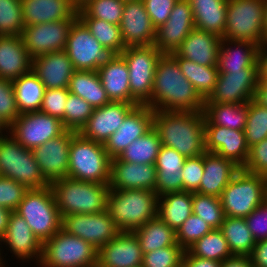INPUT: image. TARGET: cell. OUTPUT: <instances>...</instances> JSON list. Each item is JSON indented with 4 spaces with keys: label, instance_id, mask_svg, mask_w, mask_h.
<instances>
[{
    "label": "cell",
    "instance_id": "6da1fadb",
    "mask_svg": "<svg viewBox=\"0 0 267 267\" xmlns=\"http://www.w3.org/2000/svg\"><path fill=\"white\" fill-rule=\"evenodd\" d=\"M153 111L201 112L204 100L183 75L180 65L171 54L159 58L150 100L145 104Z\"/></svg>",
    "mask_w": 267,
    "mask_h": 267
},
{
    "label": "cell",
    "instance_id": "7a4b0ae2",
    "mask_svg": "<svg viewBox=\"0 0 267 267\" xmlns=\"http://www.w3.org/2000/svg\"><path fill=\"white\" fill-rule=\"evenodd\" d=\"M204 126L203 111H154L153 128L162 145L175 149L185 158L206 152Z\"/></svg>",
    "mask_w": 267,
    "mask_h": 267
},
{
    "label": "cell",
    "instance_id": "3957f363",
    "mask_svg": "<svg viewBox=\"0 0 267 267\" xmlns=\"http://www.w3.org/2000/svg\"><path fill=\"white\" fill-rule=\"evenodd\" d=\"M61 218L72 214H96L107 210L109 184L65 177L50 184Z\"/></svg>",
    "mask_w": 267,
    "mask_h": 267
},
{
    "label": "cell",
    "instance_id": "277c9868",
    "mask_svg": "<svg viewBox=\"0 0 267 267\" xmlns=\"http://www.w3.org/2000/svg\"><path fill=\"white\" fill-rule=\"evenodd\" d=\"M107 210L120 231H131L157 217L158 195L144 189H110Z\"/></svg>",
    "mask_w": 267,
    "mask_h": 267
},
{
    "label": "cell",
    "instance_id": "5b68a950",
    "mask_svg": "<svg viewBox=\"0 0 267 267\" xmlns=\"http://www.w3.org/2000/svg\"><path fill=\"white\" fill-rule=\"evenodd\" d=\"M111 158L104 145L76 133L70 143L67 177L99 184H109Z\"/></svg>",
    "mask_w": 267,
    "mask_h": 267
},
{
    "label": "cell",
    "instance_id": "8992f818",
    "mask_svg": "<svg viewBox=\"0 0 267 267\" xmlns=\"http://www.w3.org/2000/svg\"><path fill=\"white\" fill-rule=\"evenodd\" d=\"M43 244L61 229L62 218L51 186L29 189L15 210Z\"/></svg>",
    "mask_w": 267,
    "mask_h": 267
},
{
    "label": "cell",
    "instance_id": "52a82bcc",
    "mask_svg": "<svg viewBox=\"0 0 267 267\" xmlns=\"http://www.w3.org/2000/svg\"><path fill=\"white\" fill-rule=\"evenodd\" d=\"M97 253L92 244L61 228L43 243L38 267H97Z\"/></svg>",
    "mask_w": 267,
    "mask_h": 267
},
{
    "label": "cell",
    "instance_id": "ba28073f",
    "mask_svg": "<svg viewBox=\"0 0 267 267\" xmlns=\"http://www.w3.org/2000/svg\"><path fill=\"white\" fill-rule=\"evenodd\" d=\"M0 176L11 178L28 189L50 185L42 176L32 150L22 146L10 133L0 137Z\"/></svg>",
    "mask_w": 267,
    "mask_h": 267
},
{
    "label": "cell",
    "instance_id": "9c48e42d",
    "mask_svg": "<svg viewBox=\"0 0 267 267\" xmlns=\"http://www.w3.org/2000/svg\"><path fill=\"white\" fill-rule=\"evenodd\" d=\"M266 179L241 168L220 196L225 216L246 218L263 203Z\"/></svg>",
    "mask_w": 267,
    "mask_h": 267
},
{
    "label": "cell",
    "instance_id": "30bf717a",
    "mask_svg": "<svg viewBox=\"0 0 267 267\" xmlns=\"http://www.w3.org/2000/svg\"><path fill=\"white\" fill-rule=\"evenodd\" d=\"M222 39L264 42V0H227L226 25Z\"/></svg>",
    "mask_w": 267,
    "mask_h": 267
},
{
    "label": "cell",
    "instance_id": "8fae6325",
    "mask_svg": "<svg viewBox=\"0 0 267 267\" xmlns=\"http://www.w3.org/2000/svg\"><path fill=\"white\" fill-rule=\"evenodd\" d=\"M129 69L130 95L145 105L151 98L154 74L162 53L154 46L126 47L120 54Z\"/></svg>",
    "mask_w": 267,
    "mask_h": 267
},
{
    "label": "cell",
    "instance_id": "7c38bea8",
    "mask_svg": "<svg viewBox=\"0 0 267 267\" xmlns=\"http://www.w3.org/2000/svg\"><path fill=\"white\" fill-rule=\"evenodd\" d=\"M64 51L75 70L97 71L113 54L104 48L77 18L68 34Z\"/></svg>",
    "mask_w": 267,
    "mask_h": 267
},
{
    "label": "cell",
    "instance_id": "4fadbf2b",
    "mask_svg": "<svg viewBox=\"0 0 267 267\" xmlns=\"http://www.w3.org/2000/svg\"><path fill=\"white\" fill-rule=\"evenodd\" d=\"M65 130L59 119L41 111L21 113L8 127V133L29 150L56 138Z\"/></svg>",
    "mask_w": 267,
    "mask_h": 267
},
{
    "label": "cell",
    "instance_id": "5bb4252c",
    "mask_svg": "<svg viewBox=\"0 0 267 267\" xmlns=\"http://www.w3.org/2000/svg\"><path fill=\"white\" fill-rule=\"evenodd\" d=\"M61 228L89 242L96 249L106 245L121 232L108 210L96 214L79 213L63 216Z\"/></svg>",
    "mask_w": 267,
    "mask_h": 267
},
{
    "label": "cell",
    "instance_id": "9a60e30c",
    "mask_svg": "<svg viewBox=\"0 0 267 267\" xmlns=\"http://www.w3.org/2000/svg\"><path fill=\"white\" fill-rule=\"evenodd\" d=\"M258 73V68L219 73L214 90L204 103H248L254 99L258 87Z\"/></svg>",
    "mask_w": 267,
    "mask_h": 267
},
{
    "label": "cell",
    "instance_id": "2e32d148",
    "mask_svg": "<svg viewBox=\"0 0 267 267\" xmlns=\"http://www.w3.org/2000/svg\"><path fill=\"white\" fill-rule=\"evenodd\" d=\"M76 19H65L36 25H27L22 31L25 47L33 60L50 52L65 49L70 27Z\"/></svg>",
    "mask_w": 267,
    "mask_h": 267
},
{
    "label": "cell",
    "instance_id": "e0dca14e",
    "mask_svg": "<svg viewBox=\"0 0 267 267\" xmlns=\"http://www.w3.org/2000/svg\"><path fill=\"white\" fill-rule=\"evenodd\" d=\"M3 244L5 249L8 248L7 250H10L14 258L16 257L17 260L19 259L18 261L21 260L20 262L22 263L27 261L31 263L30 261H34L36 266L39 265L43 244L33 234L25 219L15 211H12L5 236L0 241L2 266H6L8 261L3 260Z\"/></svg>",
    "mask_w": 267,
    "mask_h": 267
},
{
    "label": "cell",
    "instance_id": "ac0fdd59",
    "mask_svg": "<svg viewBox=\"0 0 267 267\" xmlns=\"http://www.w3.org/2000/svg\"><path fill=\"white\" fill-rule=\"evenodd\" d=\"M76 133L65 130L61 135L32 150L42 176L49 184L67 177L70 143Z\"/></svg>",
    "mask_w": 267,
    "mask_h": 267
},
{
    "label": "cell",
    "instance_id": "d6986e66",
    "mask_svg": "<svg viewBox=\"0 0 267 267\" xmlns=\"http://www.w3.org/2000/svg\"><path fill=\"white\" fill-rule=\"evenodd\" d=\"M194 28L193 12L188 0H178L168 20L156 29L154 46L162 54H171Z\"/></svg>",
    "mask_w": 267,
    "mask_h": 267
},
{
    "label": "cell",
    "instance_id": "ffe728a7",
    "mask_svg": "<svg viewBox=\"0 0 267 267\" xmlns=\"http://www.w3.org/2000/svg\"><path fill=\"white\" fill-rule=\"evenodd\" d=\"M154 111L147 105L135 106L119 126L103 144L111 159L120 154L135 139L144 136L153 128Z\"/></svg>",
    "mask_w": 267,
    "mask_h": 267
},
{
    "label": "cell",
    "instance_id": "44dd1931",
    "mask_svg": "<svg viewBox=\"0 0 267 267\" xmlns=\"http://www.w3.org/2000/svg\"><path fill=\"white\" fill-rule=\"evenodd\" d=\"M119 27L125 48L154 45L156 28L142 0L125 1Z\"/></svg>",
    "mask_w": 267,
    "mask_h": 267
},
{
    "label": "cell",
    "instance_id": "7402d4cb",
    "mask_svg": "<svg viewBox=\"0 0 267 267\" xmlns=\"http://www.w3.org/2000/svg\"><path fill=\"white\" fill-rule=\"evenodd\" d=\"M205 151L216 153L233 161L240 168L245 166L249 155L245 132L219 125L204 126Z\"/></svg>",
    "mask_w": 267,
    "mask_h": 267
},
{
    "label": "cell",
    "instance_id": "603a6c76",
    "mask_svg": "<svg viewBox=\"0 0 267 267\" xmlns=\"http://www.w3.org/2000/svg\"><path fill=\"white\" fill-rule=\"evenodd\" d=\"M135 104L126 102H110L93 109L87 123L78 132L82 137L104 144L117 131L127 114Z\"/></svg>",
    "mask_w": 267,
    "mask_h": 267
},
{
    "label": "cell",
    "instance_id": "cb8c5ba5",
    "mask_svg": "<svg viewBox=\"0 0 267 267\" xmlns=\"http://www.w3.org/2000/svg\"><path fill=\"white\" fill-rule=\"evenodd\" d=\"M142 259L138 237L134 232L121 231L98 249L97 267H141Z\"/></svg>",
    "mask_w": 267,
    "mask_h": 267
},
{
    "label": "cell",
    "instance_id": "d4e9b609",
    "mask_svg": "<svg viewBox=\"0 0 267 267\" xmlns=\"http://www.w3.org/2000/svg\"><path fill=\"white\" fill-rule=\"evenodd\" d=\"M155 164L129 163L111 159L110 189H144L155 191L157 183Z\"/></svg>",
    "mask_w": 267,
    "mask_h": 267
},
{
    "label": "cell",
    "instance_id": "484cf974",
    "mask_svg": "<svg viewBox=\"0 0 267 267\" xmlns=\"http://www.w3.org/2000/svg\"><path fill=\"white\" fill-rule=\"evenodd\" d=\"M31 70L45 89H67L69 81L76 71L64 50L34 58Z\"/></svg>",
    "mask_w": 267,
    "mask_h": 267
},
{
    "label": "cell",
    "instance_id": "4316f807",
    "mask_svg": "<svg viewBox=\"0 0 267 267\" xmlns=\"http://www.w3.org/2000/svg\"><path fill=\"white\" fill-rule=\"evenodd\" d=\"M97 72L110 101L139 105L130 95L129 69L120 54H113Z\"/></svg>",
    "mask_w": 267,
    "mask_h": 267
},
{
    "label": "cell",
    "instance_id": "83f0119b",
    "mask_svg": "<svg viewBox=\"0 0 267 267\" xmlns=\"http://www.w3.org/2000/svg\"><path fill=\"white\" fill-rule=\"evenodd\" d=\"M221 38L194 28L175 51L180 57L203 66H217Z\"/></svg>",
    "mask_w": 267,
    "mask_h": 267
},
{
    "label": "cell",
    "instance_id": "f1b7e54d",
    "mask_svg": "<svg viewBox=\"0 0 267 267\" xmlns=\"http://www.w3.org/2000/svg\"><path fill=\"white\" fill-rule=\"evenodd\" d=\"M32 59L21 36H0V78L15 80L31 71Z\"/></svg>",
    "mask_w": 267,
    "mask_h": 267
},
{
    "label": "cell",
    "instance_id": "f546056e",
    "mask_svg": "<svg viewBox=\"0 0 267 267\" xmlns=\"http://www.w3.org/2000/svg\"><path fill=\"white\" fill-rule=\"evenodd\" d=\"M241 168L216 153H204V173L197 193L220 198L223 189Z\"/></svg>",
    "mask_w": 267,
    "mask_h": 267
},
{
    "label": "cell",
    "instance_id": "4dcf8cb0",
    "mask_svg": "<svg viewBox=\"0 0 267 267\" xmlns=\"http://www.w3.org/2000/svg\"><path fill=\"white\" fill-rule=\"evenodd\" d=\"M185 157L175 149L162 145L155 162L157 183L155 192L158 197L167 193L183 191L181 170Z\"/></svg>",
    "mask_w": 267,
    "mask_h": 267
},
{
    "label": "cell",
    "instance_id": "1f68e13d",
    "mask_svg": "<svg viewBox=\"0 0 267 267\" xmlns=\"http://www.w3.org/2000/svg\"><path fill=\"white\" fill-rule=\"evenodd\" d=\"M24 26L77 19L70 0H21Z\"/></svg>",
    "mask_w": 267,
    "mask_h": 267
},
{
    "label": "cell",
    "instance_id": "d6a6232c",
    "mask_svg": "<svg viewBox=\"0 0 267 267\" xmlns=\"http://www.w3.org/2000/svg\"><path fill=\"white\" fill-rule=\"evenodd\" d=\"M259 46L249 41L222 39L218 56L219 73L258 68Z\"/></svg>",
    "mask_w": 267,
    "mask_h": 267
},
{
    "label": "cell",
    "instance_id": "836d02e7",
    "mask_svg": "<svg viewBox=\"0 0 267 267\" xmlns=\"http://www.w3.org/2000/svg\"><path fill=\"white\" fill-rule=\"evenodd\" d=\"M195 28L223 38L226 25L227 0H188Z\"/></svg>",
    "mask_w": 267,
    "mask_h": 267
},
{
    "label": "cell",
    "instance_id": "e575fe53",
    "mask_svg": "<svg viewBox=\"0 0 267 267\" xmlns=\"http://www.w3.org/2000/svg\"><path fill=\"white\" fill-rule=\"evenodd\" d=\"M192 213V192H173L158 197L157 216L175 232Z\"/></svg>",
    "mask_w": 267,
    "mask_h": 267
},
{
    "label": "cell",
    "instance_id": "d590c367",
    "mask_svg": "<svg viewBox=\"0 0 267 267\" xmlns=\"http://www.w3.org/2000/svg\"><path fill=\"white\" fill-rule=\"evenodd\" d=\"M205 125H219L228 129L245 130L248 103H204Z\"/></svg>",
    "mask_w": 267,
    "mask_h": 267
},
{
    "label": "cell",
    "instance_id": "8d00e7d4",
    "mask_svg": "<svg viewBox=\"0 0 267 267\" xmlns=\"http://www.w3.org/2000/svg\"><path fill=\"white\" fill-rule=\"evenodd\" d=\"M67 89L87 101L94 109L111 102L97 71L76 70Z\"/></svg>",
    "mask_w": 267,
    "mask_h": 267
},
{
    "label": "cell",
    "instance_id": "74e56055",
    "mask_svg": "<svg viewBox=\"0 0 267 267\" xmlns=\"http://www.w3.org/2000/svg\"><path fill=\"white\" fill-rule=\"evenodd\" d=\"M171 55L180 65L183 75L193 85L196 92L203 100H206L216 85L219 70L217 66H203L191 60L180 57L176 52Z\"/></svg>",
    "mask_w": 267,
    "mask_h": 267
},
{
    "label": "cell",
    "instance_id": "f35d334b",
    "mask_svg": "<svg viewBox=\"0 0 267 267\" xmlns=\"http://www.w3.org/2000/svg\"><path fill=\"white\" fill-rule=\"evenodd\" d=\"M133 232L139 239L143 254L177 243L176 232L158 216L148 220Z\"/></svg>",
    "mask_w": 267,
    "mask_h": 267
},
{
    "label": "cell",
    "instance_id": "ab89813d",
    "mask_svg": "<svg viewBox=\"0 0 267 267\" xmlns=\"http://www.w3.org/2000/svg\"><path fill=\"white\" fill-rule=\"evenodd\" d=\"M13 82L18 110L21 113L40 111L45 87L32 70Z\"/></svg>",
    "mask_w": 267,
    "mask_h": 267
},
{
    "label": "cell",
    "instance_id": "60d3db41",
    "mask_svg": "<svg viewBox=\"0 0 267 267\" xmlns=\"http://www.w3.org/2000/svg\"><path fill=\"white\" fill-rule=\"evenodd\" d=\"M220 229L228 242L232 255H251L256 241L247 226L245 218L225 217Z\"/></svg>",
    "mask_w": 267,
    "mask_h": 267
},
{
    "label": "cell",
    "instance_id": "b9f144b4",
    "mask_svg": "<svg viewBox=\"0 0 267 267\" xmlns=\"http://www.w3.org/2000/svg\"><path fill=\"white\" fill-rule=\"evenodd\" d=\"M161 146L159 134L152 128L129 144L118 159L129 163L155 164Z\"/></svg>",
    "mask_w": 267,
    "mask_h": 267
},
{
    "label": "cell",
    "instance_id": "7bdbcfd3",
    "mask_svg": "<svg viewBox=\"0 0 267 267\" xmlns=\"http://www.w3.org/2000/svg\"><path fill=\"white\" fill-rule=\"evenodd\" d=\"M193 256L223 262L232 255L220 228L212 229L187 249Z\"/></svg>",
    "mask_w": 267,
    "mask_h": 267
},
{
    "label": "cell",
    "instance_id": "ee69618b",
    "mask_svg": "<svg viewBox=\"0 0 267 267\" xmlns=\"http://www.w3.org/2000/svg\"><path fill=\"white\" fill-rule=\"evenodd\" d=\"M98 42L112 54L125 49L119 25L92 17H78Z\"/></svg>",
    "mask_w": 267,
    "mask_h": 267
},
{
    "label": "cell",
    "instance_id": "f6af8a7d",
    "mask_svg": "<svg viewBox=\"0 0 267 267\" xmlns=\"http://www.w3.org/2000/svg\"><path fill=\"white\" fill-rule=\"evenodd\" d=\"M192 210L213 229L221 228L226 217L220 198L197 192L192 193Z\"/></svg>",
    "mask_w": 267,
    "mask_h": 267
},
{
    "label": "cell",
    "instance_id": "bcb514c9",
    "mask_svg": "<svg viewBox=\"0 0 267 267\" xmlns=\"http://www.w3.org/2000/svg\"><path fill=\"white\" fill-rule=\"evenodd\" d=\"M124 4V0H91L77 11V15L78 17H92L120 25Z\"/></svg>",
    "mask_w": 267,
    "mask_h": 267
},
{
    "label": "cell",
    "instance_id": "7dc6e473",
    "mask_svg": "<svg viewBox=\"0 0 267 267\" xmlns=\"http://www.w3.org/2000/svg\"><path fill=\"white\" fill-rule=\"evenodd\" d=\"M244 132L249 148L267 139V108L254 99L248 102V117Z\"/></svg>",
    "mask_w": 267,
    "mask_h": 267
},
{
    "label": "cell",
    "instance_id": "c3c4849f",
    "mask_svg": "<svg viewBox=\"0 0 267 267\" xmlns=\"http://www.w3.org/2000/svg\"><path fill=\"white\" fill-rule=\"evenodd\" d=\"M24 27L21 0H0V36H21Z\"/></svg>",
    "mask_w": 267,
    "mask_h": 267
},
{
    "label": "cell",
    "instance_id": "681fc988",
    "mask_svg": "<svg viewBox=\"0 0 267 267\" xmlns=\"http://www.w3.org/2000/svg\"><path fill=\"white\" fill-rule=\"evenodd\" d=\"M93 109L87 101L69 92L65 108V129L78 133L87 123Z\"/></svg>",
    "mask_w": 267,
    "mask_h": 267
},
{
    "label": "cell",
    "instance_id": "f907efd6",
    "mask_svg": "<svg viewBox=\"0 0 267 267\" xmlns=\"http://www.w3.org/2000/svg\"><path fill=\"white\" fill-rule=\"evenodd\" d=\"M185 250L176 243L143 254L142 267H182Z\"/></svg>",
    "mask_w": 267,
    "mask_h": 267
},
{
    "label": "cell",
    "instance_id": "816d5d0a",
    "mask_svg": "<svg viewBox=\"0 0 267 267\" xmlns=\"http://www.w3.org/2000/svg\"><path fill=\"white\" fill-rule=\"evenodd\" d=\"M212 229L206 221L192 213L176 231V241L184 250H187Z\"/></svg>",
    "mask_w": 267,
    "mask_h": 267
},
{
    "label": "cell",
    "instance_id": "f5cc1de1",
    "mask_svg": "<svg viewBox=\"0 0 267 267\" xmlns=\"http://www.w3.org/2000/svg\"><path fill=\"white\" fill-rule=\"evenodd\" d=\"M69 90L45 89L40 111L59 119L65 128V108Z\"/></svg>",
    "mask_w": 267,
    "mask_h": 267
},
{
    "label": "cell",
    "instance_id": "db71d44e",
    "mask_svg": "<svg viewBox=\"0 0 267 267\" xmlns=\"http://www.w3.org/2000/svg\"><path fill=\"white\" fill-rule=\"evenodd\" d=\"M19 115L13 82L0 78V119L9 127Z\"/></svg>",
    "mask_w": 267,
    "mask_h": 267
},
{
    "label": "cell",
    "instance_id": "11a10c76",
    "mask_svg": "<svg viewBox=\"0 0 267 267\" xmlns=\"http://www.w3.org/2000/svg\"><path fill=\"white\" fill-rule=\"evenodd\" d=\"M204 173V154L186 158L181 170L183 191L195 193L199 189Z\"/></svg>",
    "mask_w": 267,
    "mask_h": 267
},
{
    "label": "cell",
    "instance_id": "9f6ffc18",
    "mask_svg": "<svg viewBox=\"0 0 267 267\" xmlns=\"http://www.w3.org/2000/svg\"><path fill=\"white\" fill-rule=\"evenodd\" d=\"M28 190L13 179L0 176V206L15 211Z\"/></svg>",
    "mask_w": 267,
    "mask_h": 267
},
{
    "label": "cell",
    "instance_id": "6f0895ef",
    "mask_svg": "<svg viewBox=\"0 0 267 267\" xmlns=\"http://www.w3.org/2000/svg\"><path fill=\"white\" fill-rule=\"evenodd\" d=\"M242 169L267 177V139L249 148L248 159Z\"/></svg>",
    "mask_w": 267,
    "mask_h": 267
},
{
    "label": "cell",
    "instance_id": "680465c9",
    "mask_svg": "<svg viewBox=\"0 0 267 267\" xmlns=\"http://www.w3.org/2000/svg\"><path fill=\"white\" fill-rule=\"evenodd\" d=\"M145 9L157 29L169 18L173 6L178 0H142Z\"/></svg>",
    "mask_w": 267,
    "mask_h": 267
},
{
    "label": "cell",
    "instance_id": "91938a15",
    "mask_svg": "<svg viewBox=\"0 0 267 267\" xmlns=\"http://www.w3.org/2000/svg\"><path fill=\"white\" fill-rule=\"evenodd\" d=\"M245 221L256 242L267 239V203L265 201L251 212Z\"/></svg>",
    "mask_w": 267,
    "mask_h": 267
},
{
    "label": "cell",
    "instance_id": "94428289",
    "mask_svg": "<svg viewBox=\"0 0 267 267\" xmlns=\"http://www.w3.org/2000/svg\"><path fill=\"white\" fill-rule=\"evenodd\" d=\"M222 262L193 256L188 250L183 255L182 267H221Z\"/></svg>",
    "mask_w": 267,
    "mask_h": 267
},
{
    "label": "cell",
    "instance_id": "6125c7cd",
    "mask_svg": "<svg viewBox=\"0 0 267 267\" xmlns=\"http://www.w3.org/2000/svg\"><path fill=\"white\" fill-rule=\"evenodd\" d=\"M250 258L253 267H267V239L256 242Z\"/></svg>",
    "mask_w": 267,
    "mask_h": 267
},
{
    "label": "cell",
    "instance_id": "be15d7a7",
    "mask_svg": "<svg viewBox=\"0 0 267 267\" xmlns=\"http://www.w3.org/2000/svg\"><path fill=\"white\" fill-rule=\"evenodd\" d=\"M221 267H253L250 256L233 255L226 258Z\"/></svg>",
    "mask_w": 267,
    "mask_h": 267
},
{
    "label": "cell",
    "instance_id": "e7e4bbea",
    "mask_svg": "<svg viewBox=\"0 0 267 267\" xmlns=\"http://www.w3.org/2000/svg\"><path fill=\"white\" fill-rule=\"evenodd\" d=\"M258 76H267V44H262L258 50Z\"/></svg>",
    "mask_w": 267,
    "mask_h": 267
},
{
    "label": "cell",
    "instance_id": "03108f58",
    "mask_svg": "<svg viewBox=\"0 0 267 267\" xmlns=\"http://www.w3.org/2000/svg\"><path fill=\"white\" fill-rule=\"evenodd\" d=\"M11 213L10 209L0 206V241L5 236Z\"/></svg>",
    "mask_w": 267,
    "mask_h": 267
},
{
    "label": "cell",
    "instance_id": "003e7915",
    "mask_svg": "<svg viewBox=\"0 0 267 267\" xmlns=\"http://www.w3.org/2000/svg\"><path fill=\"white\" fill-rule=\"evenodd\" d=\"M254 100L267 108V92H264L259 86L255 92Z\"/></svg>",
    "mask_w": 267,
    "mask_h": 267
},
{
    "label": "cell",
    "instance_id": "a7ac6f4b",
    "mask_svg": "<svg viewBox=\"0 0 267 267\" xmlns=\"http://www.w3.org/2000/svg\"><path fill=\"white\" fill-rule=\"evenodd\" d=\"M73 7L78 11L87 5L91 0H70Z\"/></svg>",
    "mask_w": 267,
    "mask_h": 267
},
{
    "label": "cell",
    "instance_id": "89a4df30",
    "mask_svg": "<svg viewBox=\"0 0 267 267\" xmlns=\"http://www.w3.org/2000/svg\"><path fill=\"white\" fill-rule=\"evenodd\" d=\"M267 44V0H264V42Z\"/></svg>",
    "mask_w": 267,
    "mask_h": 267
},
{
    "label": "cell",
    "instance_id": "2644e50d",
    "mask_svg": "<svg viewBox=\"0 0 267 267\" xmlns=\"http://www.w3.org/2000/svg\"><path fill=\"white\" fill-rule=\"evenodd\" d=\"M258 86L267 92V76H258Z\"/></svg>",
    "mask_w": 267,
    "mask_h": 267
},
{
    "label": "cell",
    "instance_id": "8c879c8a",
    "mask_svg": "<svg viewBox=\"0 0 267 267\" xmlns=\"http://www.w3.org/2000/svg\"><path fill=\"white\" fill-rule=\"evenodd\" d=\"M8 133V126L0 119V137Z\"/></svg>",
    "mask_w": 267,
    "mask_h": 267
},
{
    "label": "cell",
    "instance_id": "753ad0ef",
    "mask_svg": "<svg viewBox=\"0 0 267 267\" xmlns=\"http://www.w3.org/2000/svg\"><path fill=\"white\" fill-rule=\"evenodd\" d=\"M264 201L267 203V179H266V186H265V197Z\"/></svg>",
    "mask_w": 267,
    "mask_h": 267
},
{
    "label": "cell",
    "instance_id": "34e18365",
    "mask_svg": "<svg viewBox=\"0 0 267 267\" xmlns=\"http://www.w3.org/2000/svg\"><path fill=\"white\" fill-rule=\"evenodd\" d=\"M1 254V253H0ZM2 266V261H1V255H0V267Z\"/></svg>",
    "mask_w": 267,
    "mask_h": 267
}]
</instances>
